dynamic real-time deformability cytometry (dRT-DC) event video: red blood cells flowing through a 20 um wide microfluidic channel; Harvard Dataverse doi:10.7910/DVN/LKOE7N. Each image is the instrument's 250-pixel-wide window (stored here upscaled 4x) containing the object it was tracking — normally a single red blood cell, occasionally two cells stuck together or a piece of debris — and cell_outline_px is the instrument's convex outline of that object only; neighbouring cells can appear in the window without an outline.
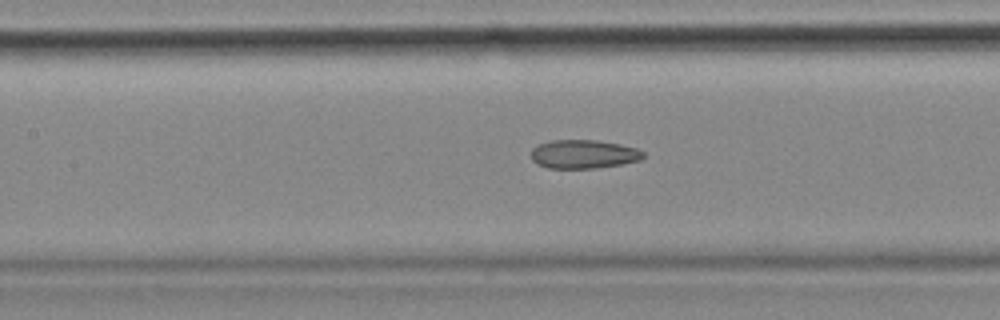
{"species": "common noctule bat (a hibernating species)", "species_latin": "Nyctalus noctula", "temperature_condition": "cold", "stored_images_in_passage": 56, "camera_frame_rate_fps": 3000, "um_per_image_px": 0.085, "animal": {"sex": "female", "body_mass_g": 18.4}, "frame": {"image": 1, "passage_image": 25, "time_ms": 8.0, "image_size_px": [1000, 320], "cell_outline_px": [[644, 156], [640, 160], [620, 164], [596, 168], [548, 168], [536, 164], [532, 160], [532, 148], [540, 144], [552, 140], [596, 140], [620, 144], [636, 148], [644, 152]], "centroid_in_image_um": [49.59, 13.1], "position_along_channel_um": 157.8, "area_um2": 18.67}, "authors_computed_cell_mechanics": {"area_um2": 19.6231, "velocity_mm_per_s": 3.5828, "shape_relaxation_time_tau1_ms": null, "shape_relaxation_time_tau2_ms": 4.4075, "deformation_change_tau1": null, "deformation_change_tau2": 0.1274}}